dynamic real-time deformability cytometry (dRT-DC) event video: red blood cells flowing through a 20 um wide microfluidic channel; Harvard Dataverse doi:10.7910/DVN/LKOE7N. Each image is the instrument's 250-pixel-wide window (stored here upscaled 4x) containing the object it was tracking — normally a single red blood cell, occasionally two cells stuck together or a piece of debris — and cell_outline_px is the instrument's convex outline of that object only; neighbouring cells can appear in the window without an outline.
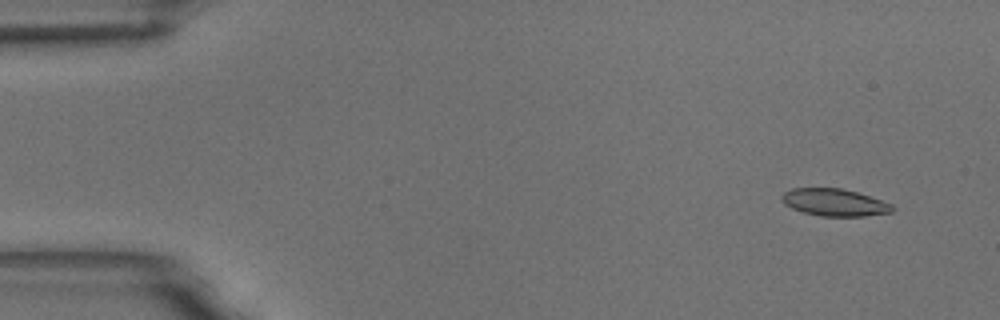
{"species": "common noctule bat (a hibernating species)", "species_latin": "Nyctalus noctula", "temperature_condition": "room temperature", "stored_images_in_passage": 55, "camera_frame_rate_fps": 3000, "um_per_image_px": 0.085, "animal": {"sex": "male", "body_mass_g": 18.8}, "frame": {"image": 1, "passage_image": 3, "time_ms": 0.667, "image_size_px": [1000, 320], "cell_outline_px": [[896, 208], [892, 212], [864, 216], [820, 216], [804, 212], [792, 208], [784, 204], [780, 200], [780, 196], [784, 192], [792, 188], [840, 188], [856, 192], [892, 204]], "centroid_in_image_um": [70.9, 17.2], "position_along_channel_um": 14.1, "area_um2": 17.51}}
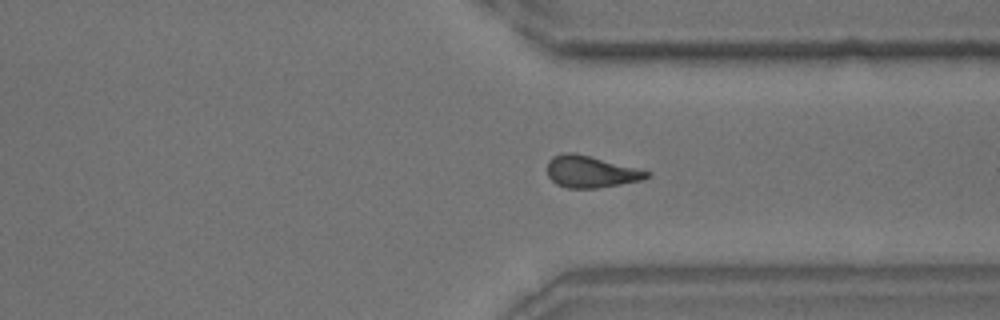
{"frame": {"image": 2, "passage_image": 41, "time_ms": 13.333, "image_size_px": [1000, 320], "cell_outline_px": [[652, 176], [640, 180], [620, 184], [596, 188], [568, 188], [556, 184], [548, 176], [548, 160], [552, 156], [564, 152], [576, 152], [652, 172]], "centroid_in_image_um": [50.21, 14.58], "position_along_channel_um": 361.2, "area_um2": 18.5}}
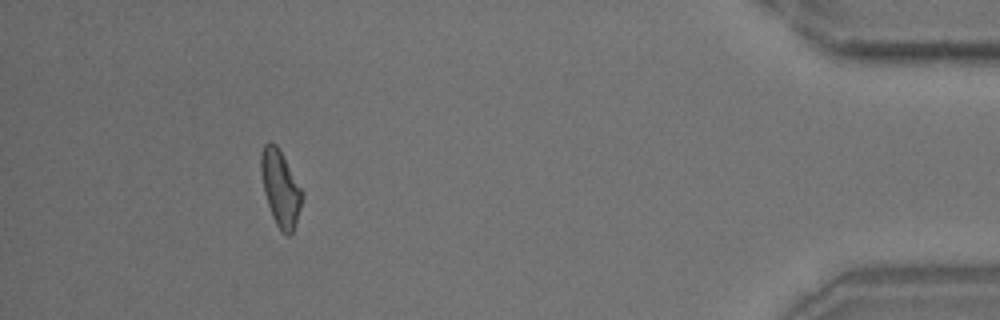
{"frame": {"image": 3, "passage_image": 50, "time_ms": 16.333, "image_size_px": [1000, 320], "cell_outline_px": [[304, 196], [296, 224], [292, 232], [288, 236], [276, 224], [272, 216], [264, 192], [260, 172], [260, 156], [264, 144], [268, 140], [276, 144], [304, 192]], "centroid_in_image_um": [23.84, 15.97], "position_along_channel_um": 411.4, "area_um2": 18.21}, "authors_computed_cell_mechanics": {"area_um2": 18.4382, "velocity_mm_per_s": 3.6236, "shape_relaxation_time_tau1_ms": 10.5888, "shape_relaxation_time_tau2_ms": 4.209, "deformation_change_tau1": 0.2123, "deformation_change_tau2": 0.1097}}